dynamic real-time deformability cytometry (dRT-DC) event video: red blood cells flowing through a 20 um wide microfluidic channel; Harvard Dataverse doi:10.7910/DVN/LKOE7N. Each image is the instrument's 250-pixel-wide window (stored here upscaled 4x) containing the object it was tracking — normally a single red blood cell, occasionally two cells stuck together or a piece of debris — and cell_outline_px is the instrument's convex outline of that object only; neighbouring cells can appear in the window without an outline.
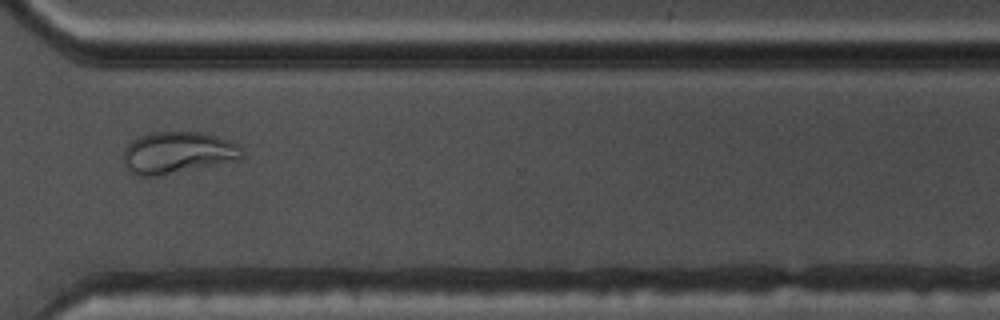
{"species": "common noctule bat (a hibernating species)", "species_latin": "Nyctalus noctula", "temperature_condition": "warm", "stored_images_in_passage": 33, "camera_frame_rate_fps": 3000, "um_per_image_px": 0.085, "animal": {"sex": "male", "body_mass_g": 17.5, "forearm_length_mm": 52.3}, "frame": {"image": 1, "passage_image": 24, "time_ms": 7.667, "image_size_px": [1000, 320], "cell_outline_px": [[244, 156], [212, 164], [160, 176], [140, 176], [128, 172], [124, 164], [124, 148], [132, 140], [140, 136], [152, 132], [200, 132], [216, 136], [240, 144], [244, 148]], "centroid_in_image_um": [15.05, 12.96], "position_along_channel_um": 355.6, "area_um2": 28.55}, "authors_computed_cell_mechanics": {"area_um2": 22.3108, "velocity_mm_per_s": 3.7829, "shape_relaxation_time_tau1_ms": null, "shape_relaxation_time_tau2_ms": 1.2093, "deformation_change_tau1": null, "deformation_change_tau2": 0.0782}}